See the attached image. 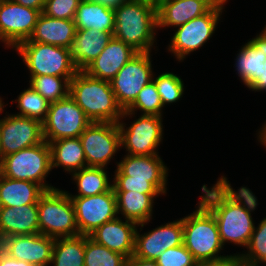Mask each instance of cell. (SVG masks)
I'll return each mask as SVG.
<instances>
[{
  "instance_id": "cell-29",
  "label": "cell",
  "mask_w": 266,
  "mask_h": 266,
  "mask_svg": "<svg viewBox=\"0 0 266 266\" xmlns=\"http://www.w3.org/2000/svg\"><path fill=\"white\" fill-rule=\"evenodd\" d=\"M85 235L55 239L51 263L54 266H84Z\"/></svg>"
},
{
  "instance_id": "cell-3",
  "label": "cell",
  "mask_w": 266,
  "mask_h": 266,
  "mask_svg": "<svg viewBox=\"0 0 266 266\" xmlns=\"http://www.w3.org/2000/svg\"><path fill=\"white\" fill-rule=\"evenodd\" d=\"M168 168L156 155H125L117 163L112 188L114 191H137L165 194Z\"/></svg>"
},
{
  "instance_id": "cell-48",
  "label": "cell",
  "mask_w": 266,
  "mask_h": 266,
  "mask_svg": "<svg viewBox=\"0 0 266 266\" xmlns=\"http://www.w3.org/2000/svg\"><path fill=\"white\" fill-rule=\"evenodd\" d=\"M259 35L266 40V26L264 27V30H262V32Z\"/></svg>"
},
{
  "instance_id": "cell-27",
  "label": "cell",
  "mask_w": 266,
  "mask_h": 266,
  "mask_svg": "<svg viewBox=\"0 0 266 266\" xmlns=\"http://www.w3.org/2000/svg\"><path fill=\"white\" fill-rule=\"evenodd\" d=\"M51 168L62 166L68 172L87 167L84 150L79 137L64 138L49 142Z\"/></svg>"
},
{
  "instance_id": "cell-20",
  "label": "cell",
  "mask_w": 266,
  "mask_h": 266,
  "mask_svg": "<svg viewBox=\"0 0 266 266\" xmlns=\"http://www.w3.org/2000/svg\"><path fill=\"white\" fill-rule=\"evenodd\" d=\"M137 224L120 217L105 222L102 226L92 232L89 237L96 243L108 249L124 255L127 259L134 255L135 232Z\"/></svg>"
},
{
  "instance_id": "cell-44",
  "label": "cell",
  "mask_w": 266,
  "mask_h": 266,
  "mask_svg": "<svg viewBox=\"0 0 266 266\" xmlns=\"http://www.w3.org/2000/svg\"><path fill=\"white\" fill-rule=\"evenodd\" d=\"M14 2L21 4L25 7H30L43 12L45 0H13Z\"/></svg>"
},
{
  "instance_id": "cell-45",
  "label": "cell",
  "mask_w": 266,
  "mask_h": 266,
  "mask_svg": "<svg viewBox=\"0 0 266 266\" xmlns=\"http://www.w3.org/2000/svg\"><path fill=\"white\" fill-rule=\"evenodd\" d=\"M88 1H91L93 3H98L103 6H106L109 9L115 10L126 0H88Z\"/></svg>"
},
{
  "instance_id": "cell-42",
  "label": "cell",
  "mask_w": 266,
  "mask_h": 266,
  "mask_svg": "<svg viewBox=\"0 0 266 266\" xmlns=\"http://www.w3.org/2000/svg\"><path fill=\"white\" fill-rule=\"evenodd\" d=\"M198 266H248L246 265L237 254L229 258L228 260L218 263L199 264Z\"/></svg>"
},
{
  "instance_id": "cell-10",
  "label": "cell",
  "mask_w": 266,
  "mask_h": 266,
  "mask_svg": "<svg viewBox=\"0 0 266 266\" xmlns=\"http://www.w3.org/2000/svg\"><path fill=\"white\" fill-rule=\"evenodd\" d=\"M226 2L227 0H224L222 3L215 4L204 15L193 18L178 27L171 38L168 50L176 56V59H179V62L191 52L200 49L212 37L221 18L223 4Z\"/></svg>"
},
{
  "instance_id": "cell-34",
  "label": "cell",
  "mask_w": 266,
  "mask_h": 266,
  "mask_svg": "<svg viewBox=\"0 0 266 266\" xmlns=\"http://www.w3.org/2000/svg\"><path fill=\"white\" fill-rule=\"evenodd\" d=\"M162 108L160 95L152 80L140 90L135 101L126 110H123L121 118L134 115L138 109L143 112L142 114L162 117Z\"/></svg>"
},
{
  "instance_id": "cell-5",
  "label": "cell",
  "mask_w": 266,
  "mask_h": 266,
  "mask_svg": "<svg viewBox=\"0 0 266 266\" xmlns=\"http://www.w3.org/2000/svg\"><path fill=\"white\" fill-rule=\"evenodd\" d=\"M183 245L198 264L218 263L233 255L219 256L223 244L213 214L199 202L196 211L182 218Z\"/></svg>"
},
{
  "instance_id": "cell-12",
  "label": "cell",
  "mask_w": 266,
  "mask_h": 266,
  "mask_svg": "<svg viewBox=\"0 0 266 266\" xmlns=\"http://www.w3.org/2000/svg\"><path fill=\"white\" fill-rule=\"evenodd\" d=\"M79 139L88 167L104 168L121 147L118 124L113 122H91Z\"/></svg>"
},
{
  "instance_id": "cell-19",
  "label": "cell",
  "mask_w": 266,
  "mask_h": 266,
  "mask_svg": "<svg viewBox=\"0 0 266 266\" xmlns=\"http://www.w3.org/2000/svg\"><path fill=\"white\" fill-rule=\"evenodd\" d=\"M224 0H156L157 27H179Z\"/></svg>"
},
{
  "instance_id": "cell-33",
  "label": "cell",
  "mask_w": 266,
  "mask_h": 266,
  "mask_svg": "<svg viewBox=\"0 0 266 266\" xmlns=\"http://www.w3.org/2000/svg\"><path fill=\"white\" fill-rule=\"evenodd\" d=\"M127 258L85 236L84 266H125Z\"/></svg>"
},
{
  "instance_id": "cell-15",
  "label": "cell",
  "mask_w": 266,
  "mask_h": 266,
  "mask_svg": "<svg viewBox=\"0 0 266 266\" xmlns=\"http://www.w3.org/2000/svg\"><path fill=\"white\" fill-rule=\"evenodd\" d=\"M41 13L13 0H0V41L8 48H16L29 40Z\"/></svg>"
},
{
  "instance_id": "cell-37",
  "label": "cell",
  "mask_w": 266,
  "mask_h": 266,
  "mask_svg": "<svg viewBox=\"0 0 266 266\" xmlns=\"http://www.w3.org/2000/svg\"><path fill=\"white\" fill-rule=\"evenodd\" d=\"M153 81L156 84L163 107L165 104L175 103L182 98L184 84L176 74L171 72L162 73L155 80L153 78Z\"/></svg>"
},
{
  "instance_id": "cell-24",
  "label": "cell",
  "mask_w": 266,
  "mask_h": 266,
  "mask_svg": "<svg viewBox=\"0 0 266 266\" xmlns=\"http://www.w3.org/2000/svg\"><path fill=\"white\" fill-rule=\"evenodd\" d=\"M76 34L74 20L56 19L41 13L29 40L70 49Z\"/></svg>"
},
{
  "instance_id": "cell-9",
  "label": "cell",
  "mask_w": 266,
  "mask_h": 266,
  "mask_svg": "<svg viewBox=\"0 0 266 266\" xmlns=\"http://www.w3.org/2000/svg\"><path fill=\"white\" fill-rule=\"evenodd\" d=\"M90 124L91 120L85 112L68 95L50 103L47 117L42 123L43 139L49 143L64 138L79 137Z\"/></svg>"
},
{
  "instance_id": "cell-50",
  "label": "cell",
  "mask_w": 266,
  "mask_h": 266,
  "mask_svg": "<svg viewBox=\"0 0 266 266\" xmlns=\"http://www.w3.org/2000/svg\"><path fill=\"white\" fill-rule=\"evenodd\" d=\"M4 102L2 103V100L0 98V113L3 111Z\"/></svg>"
},
{
  "instance_id": "cell-2",
  "label": "cell",
  "mask_w": 266,
  "mask_h": 266,
  "mask_svg": "<svg viewBox=\"0 0 266 266\" xmlns=\"http://www.w3.org/2000/svg\"><path fill=\"white\" fill-rule=\"evenodd\" d=\"M114 14L113 37L137 52H150L158 28L156 0H126Z\"/></svg>"
},
{
  "instance_id": "cell-41",
  "label": "cell",
  "mask_w": 266,
  "mask_h": 266,
  "mask_svg": "<svg viewBox=\"0 0 266 266\" xmlns=\"http://www.w3.org/2000/svg\"><path fill=\"white\" fill-rule=\"evenodd\" d=\"M0 266H35L23 260L11 258L5 252L0 253Z\"/></svg>"
},
{
  "instance_id": "cell-28",
  "label": "cell",
  "mask_w": 266,
  "mask_h": 266,
  "mask_svg": "<svg viewBox=\"0 0 266 266\" xmlns=\"http://www.w3.org/2000/svg\"><path fill=\"white\" fill-rule=\"evenodd\" d=\"M76 29H96L114 34V10L91 1H81L74 18Z\"/></svg>"
},
{
  "instance_id": "cell-32",
  "label": "cell",
  "mask_w": 266,
  "mask_h": 266,
  "mask_svg": "<svg viewBox=\"0 0 266 266\" xmlns=\"http://www.w3.org/2000/svg\"><path fill=\"white\" fill-rule=\"evenodd\" d=\"M30 86L49 103L59 101L69 95L70 81L66 77L52 75L33 76Z\"/></svg>"
},
{
  "instance_id": "cell-43",
  "label": "cell",
  "mask_w": 266,
  "mask_h": 266,
  "mask_svg": "<svg viewBox=\"0 0 266 266\" xmlns=\"http://www.w3.org/2000/svg\"><path fill=\"white\" fill-rule=\"evenodd\" d=\"M125 266H158L156 260H148L139 257H130Z\"/></svg>"
},
{
  "instance_id": "cell-38",
  "label": "cell",
  "mask_w": 266,
  "mask_h": 266,
  "mask_svg": "<svg viewBox=\"0 0 266 266\" xmlns=\"http://www.w3.org/2000/svg\"><path fill=\"white\" fill-rule=\"evenodd\" d=\"M158 266H198L192 253L182 244L162 252L156 259Z\"/></svg>"
},
{
  "instance_id": "cell-22",
  "label": "cell",
  "mask_w": 266,
  "mask_h": 266,
  "mask_svg": "<svg viewBox=\"0 0 266 266\" xmlns=\"http://www.w3.org/2000/svg\"><path fill=\"white\" fill-rule=\"evenodd\" d=\"M39 233L37 204L0 206V235L4 238Z\"/></svg>"
},
{
  "instance_id": "cell-4",
  "label": "cell",
  "mask_w": 266,
  "mask_h": 266,
  "mask_svg": "<svg viewBox=\"0 0 266 266\" xmlns=\"http://www.w3.org/2000/svg\"><path fill=\"white\" fill-rule=\"evenodd\" d=\"M69 95L91 122L118 123L121 120L123 110L116 101L110 81L78 70L70 80Z\"/></svg>"
},
{
  "instance_id": "cell-35",
  "label": "cell",
  "mask_w": 266,
  "mask_h": 266,
  "mask_svg": "<svg viewBox=\"0 0 266 266\" xmlns=\"http://www.w3.org/2000/svg\"><path fill=\"white\" fill-rule=\"evenodd\" d=\"M15 101L20 110L16 115L36 119L41 123L45 121L50 103L31 86L24 90Z\"/></svg>"
},
{
  "instance_id": "cell-14",
  "label": "cell",
  "mask_w": 266,
  "mask_h": 266,
  "mask_svg": "<svg viewBox=\"0 0 266 266\" xmlns=\"http://www.w3.org/2000/svg\"><path fill=\"white\" fill-rule=\"evenodd\" d=\"M121 147L124 146L129 155H156V148L163 138L162 117L157 115L141 116L125 128V123L118 122Z\"/></svg>"
},
{
  "instance_id": "cell-40",
  "label": "cell",
  "mask_w": 266,
  "mask_h": 266,
  "mask_svg": "<svg viewBox=\"0 0 266 266\" xmlns=\"http://www.w3.org/2000/svg\"><path fill=\"white\" fill-rule=\"evenodd\" d=\"M248 88L253 91L266 90V60L262 65L260 77H258Z\"/></svg>"
},
{
  "instance_id": "cell-21",
  "label": "cell",
  "mask_w": 266,
  "mask_h": 266,
  "mask_svg": "<svg viewBox=\"0 0 266 266\" xmlns=\"http://www.w3.org/2000/svg\"><path fill=\"white\" fill-rule=\"evenodd\" d=\"M137 53L131 46L112 37L99 56L84 71L95 78L111 81Z\"/></svg>"
},
{
  "instance_id": "cell-8",
  "label": "cell",
  "mask_w": 266,
  "mask_h": 266,
  "mask_svg": "<svg viewBox=\"0 0 266 266\" xmlns=\"http://www.w3.org/2000/svg\"><path fill=\"white\" fill-rule=\"evenodd\" d=\"M33 76L52 75L69 81L78 72L70 49L39 42H21L15 48Z\"/></svg>"
},
{
  "instance_id": "cell-36",
  "label": "cell",
  "mask_w": 266,
  "mask_h": 266,
  "mask_svg": "<svg viewBox=\"0 0 266 266\" xmlns=\"http://www.w3.org/2000/svg\"><path fill=\"white\" fill-rule=\"evenodd\" d=\"M247 249H249L248 253L237 255L246 265L266 264V218L260 221L257 228H254Z\"/></svg>"
},
{
  "instance_id": "cell-7",
  "label": "cell",
  "mask_w": 266,
  "mask_h": 266,
  "mask_svg": "<svg viewBox=\"0 0 266 266\" xmlns=\"http://www.w3.org/2000/svg\"><path fill=\"white\" fill-rule=\"evenodd\" d=\"M51 170V149L45 140L40 144L4 156L0 161V173L3 176L32 181L39 184L45 191L55 188L46 184L45 181V177Z\"/></svg>"
},
{
  "instance_id": "cell-30",
  "label": "cell",
  "mask_w": 266,
  "mask_h": 266,
  "mask_svg": "<svg viewBox=\"0 0 266 266\" xmlns=\"http://www.w3.org/2000/svg\"><path fill=\"white\" fill-rule=\"evenodd\" d=\"M73 180L76 181L78 187V195L87 197L98 195L112 189V184L108 180L107 172L102 167H85L72 173Z\"/></svg>"
},
{
  "instance_id": "cell-16",
  "label": "cell",
  "mask_w": 266,
  "mask_h": 266,
  "mask_svg": "<svg viewBox=\"0 0 266 266\" xmlns=\"http://www.w3.org/2000/svg\"><path fill=\"white\" fill-rule=\"evenodd\" d=\"M6 116L0 119V161L4 156L44 141L40 121L16 114Z\"/></svg>"
},
{
  "instance_id": "cell-1",
  "label": "cell",
  "mask_w": 266,
  "mask_h": 266,
  "mask_svg": "<svg viewBox=\"0 0 266 266\" xmlns=\"http://www.w3.org/2000/svg\"><path fill=\"white\" fill-rule=\"evenodd\" d=\"M202 191L200 202L213 214L223 246L230 241L247 247L255 228L251 211L257 207L252 191L246 187L234 191L223 176L211 189L203 185Z\"/></svg>"
},
{
  "instance_id": "cell-23",
  "label": "cell",
  "mask_w": 266,
  "mask_h": 266,
  "mask_svg": "<svg viewBox=\"0 0 266 266\" xmlns=\"http://www.w3.org/2000/svg\"><path fill=\"white\" fill-rule=\"evenodd\" d=\"M113 37L111 32L96 29H76L70 51L78 70H84L106 47Z\"/></svg>"
},
{
  "instance_id": "cell-49",
  "label": "cell",
  "mask_w": 266,
  "mask_h": 266,
  "mask_svg": "<svg viewBox=\"0 0 266 266\" xmlns=\"http://www.w3.org/2000/svg\"><path fill=\"white\" fill-rule=\"evenodd\" d=\"M3 251V237L0 235V253Z\"/></svg>"
},
{
  "instance_id": "cell-46",
  "label": "cell",
  "mask_w": 266,
  "mask_h": 266,
  "mask_svg": "<svg viewBox=\"0 0 266 266\" xmlns=\"http://www.w3.org/2000/svg\"><path fill=\"white\" fill-rule=\"evenodd\" d=\"M259 50L263 51L266 55V40L260 35H257L255 38L250 40Z\"/></svg>"
},
{
  "instance_id": "cell-31",
  "label": "cell",
  "mask_w": 266,
  "mask_h": 266,
  "mask_svg": "<svg viewBox=\"0 0 266 266\" xmlns=\"http://www.w3.org/2000/svg\"><path fill=\"white\" fill-rule=\"evenodd\" d=\"M236 70L242 82L249 87L258 77L266 55L251 41H248L236 57Z\"/></svg>"
},
{
  "instance_id": "cell-47",
  "label": "cell",
  "mask_w": 266,
  "mask_h": 266,
  "mask_svg": "<svg viewBox=\"0 0 266 266\" xmlns=\"http://www.w3.org/2000/svg\"><path fill=\"white\" fill-rule=\"evenodd\" d=\"M259 135V141L261 142L262 145L266 147V123H264L263 127L258 133Z\"/></svg>"
},
{
  "instance_id": "cell-17",
  "label": "cell",
  "mask_w": 266,
  "mask_h": 266,
  "mask_svg": "<svg viewBox=\"0 0 266 266\" xmlns=\"http://www.w3.org/2000/svg\"><path fill=\"white\" fill-rule=\"evenodd\" d=\"M55 239L43 234L9 236L3 239V252L11 258L35 266L51 263Z\"/></svg>"
},
{
  "instance_id": "cell-11",
  "label": "cell",
  "mask_w": 266,
  "mask_h": 266,
  "mask_svg": "<svg viewBox=\"0 0 266 266\" xmlns=\"http://www.w3.org/2000/svg\"><path fill=\"white\" fill-rule=\"evenodd\" d=\"M150 52L135 54L110 81L116 101L126 110L140 90L153 80Z\"/></svg>"
},
{
  "instance_id": "cell-13",
  "label": "cell",
  "mask_w": 266,
  "mask_h": 266,
  "mask_svg": "<svg viewBox=\"0 0 266 266\" xmlns=\"http://www.w3.org/2000/svg\"><path fill=\"white\" fill-rule=\"evenodd\" d=\"M80 235L89 236L105 222L117 218V198L110 191L87 197L70 196Z\"/></svg>"
},
{
  "instance_id": "cell-18",
  "label": "cell",
  "mask_w": 266,
  "mask_h": 266,
  "mask_svg": "<svg viewBox=\"0 0 266 266\" xmlns=\"http://www.w3.org/2000/svg\"><path fill=\"white\" fill-rule=\"evenodd\" d=\"M182 244V219L161 225L144 235H140L136 229L135 250L132 257L156 260L165 250Z\"/></svg>"
},
{
  "instance_id": "cell-6",
  "label": "cell",
  "mask_w": 266,
  "mask_h": 266,
  "mask_svg": "<svg viewBox=\"0 0 266 266\" xmlns=\"http://www.w3.org/2000/svg\"><path fill=\"white\" fill-rule=\"evenodd\" d=\"M37 208L40 234L54 239L80 235L67 191L58 188L45 191L38 200Z\"/></svg>"
},
{
  "instance_id": "cell-26",
  "label": "cell",
  "mask_w": 266,
  "mask_h": 266,
  "mask_svg": "<svg viewBox=\"0 0 266 266\" xmlns=\"http://www.w3.org/2000/svg\"><path fill=\"white\" fill-rule=\"evenodd\" d=\"M45 190L37 183L10 179L0 173V206L19 207L38 204Z\"/></svg>"
},
{
  "instance_id": "cell-39",
  "label": "cell",
  "mask_w": 266,
  "mask_h": 266,
  "mask_svg": "<svg viewBox=\"0 0 266 266\" xmlns=\"http://www.w3.org/2000/svg\"><path fill=\"white\" fill-rule=\"evenodd\" d=\"M80 0H45L43 14L51 18L74 20Z\"/></svg>"
},
{
  "instance_id": "cell-25",
  "label": "cell",
  "mask_w": 266,
  "mask_h": 266,
  "mask_svg": "<svg viewBox=\"0 0 266 266\" xmlns=\"http://www.w3.org/2000/svg\"><path fill=\"white\" fill-rule=\"evenodd\" d=\"M117 198V213L137 226L144 227L152 218L154 198L160 194H144L137 191H114Z\"/></svg>"
}]
</instances>
